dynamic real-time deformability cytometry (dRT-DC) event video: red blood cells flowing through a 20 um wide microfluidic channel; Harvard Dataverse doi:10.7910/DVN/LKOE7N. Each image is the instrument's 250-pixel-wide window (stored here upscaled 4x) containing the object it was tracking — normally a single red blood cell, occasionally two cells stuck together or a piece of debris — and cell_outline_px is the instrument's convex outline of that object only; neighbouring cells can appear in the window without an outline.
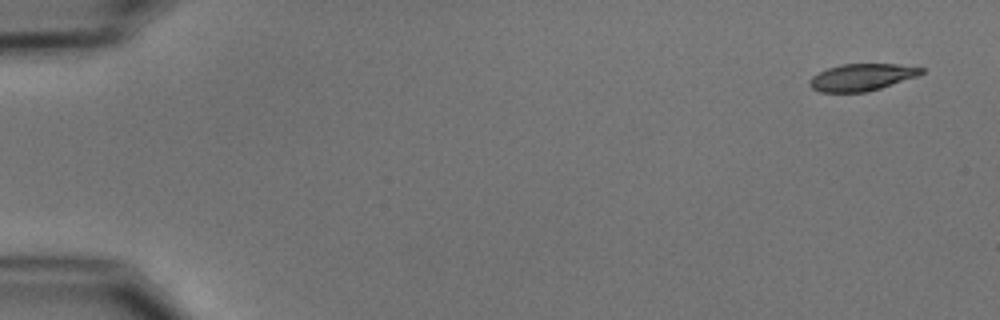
{"species": "common noctule bat (a hibernating species)", "species_latin": "Nyctalus noctula", "temperature_condition": "cold", "stored_images_in_passage": 5, "camera_frame_rate_fps": 3000, "um_per_image_px": 0.085, "animal": {"sex": "male", "body_mass_g": 15.6}, "frame": {"image": 1, "passage_image": 1, "time_ms": 0.0, "image_size_px": [1000, 320], "cell_outline_px": [[924, 72], [916, 76], [868, 92], [820, 92], [812, 88], [808, 84], [808, 80], [812, 76], [828, 68], [840, 64], [896, 64], [924, 68]], "centroid_in_image_um": [73.21, 6.56], "position_along_channel_um": 11.8, "area_um2": 17.46}}
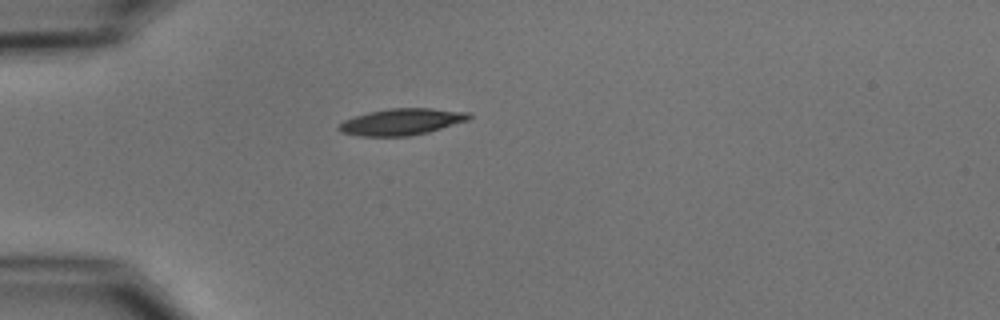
{"frame": {"image": 2, "passage_image": 4, "time_ms": 4.333, "image_size_px": [1000, 320], "cell_outline_px": [[472, 116], [468, 120], [428, 132], [408, 136], [360, 136], [340, 132], [336, 128], [344, 120], [368, 112], [388, 108], [432, 108], [472, 112]], "centroid_in_image_um": [34.15, 10.34], "position_along_channel_um": 50.8, "area_um2": 20.17}}